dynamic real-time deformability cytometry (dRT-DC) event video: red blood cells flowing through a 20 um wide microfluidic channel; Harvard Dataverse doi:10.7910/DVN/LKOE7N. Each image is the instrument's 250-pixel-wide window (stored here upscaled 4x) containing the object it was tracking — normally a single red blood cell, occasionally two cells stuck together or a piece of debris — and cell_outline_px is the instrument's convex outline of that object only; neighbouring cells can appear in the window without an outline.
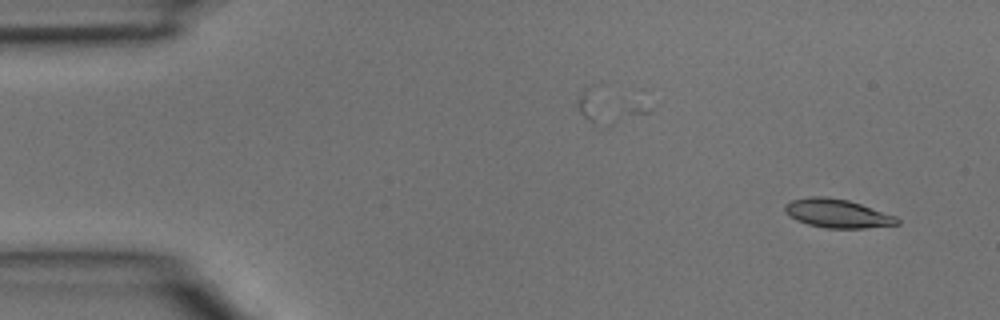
{"species": "common noctule bat (a hibernating species)", "species_latin": "Nyctalus noctula", "temperature_condition": "room temperature", "stored_images_in_passage": 3, "segment_of_instrument_passage": [2, 2], "camera_frame_rate_fps": 3000, "um_per_image_px": 0.085, "animal": {"sex": "male", "body_mass_g": 15.6}, "frame": {"image": 1, "passage_image": 3, "time_ms": 0.667, "image_size_px": [1000, 320], "cell_outline_px": [[900, 224], [864, 228], [824, 228], [808, 224], [796, 220], [788, 216], [784, 212], [784, 204], [792, 200], [812, 196], [824, 196], [848, 200], [896, 216], [900, 220]], "centroid_in_image_um": [71.14, 18.14], "position_along_channel_um": 13.9, "area_um2": 18.79}}